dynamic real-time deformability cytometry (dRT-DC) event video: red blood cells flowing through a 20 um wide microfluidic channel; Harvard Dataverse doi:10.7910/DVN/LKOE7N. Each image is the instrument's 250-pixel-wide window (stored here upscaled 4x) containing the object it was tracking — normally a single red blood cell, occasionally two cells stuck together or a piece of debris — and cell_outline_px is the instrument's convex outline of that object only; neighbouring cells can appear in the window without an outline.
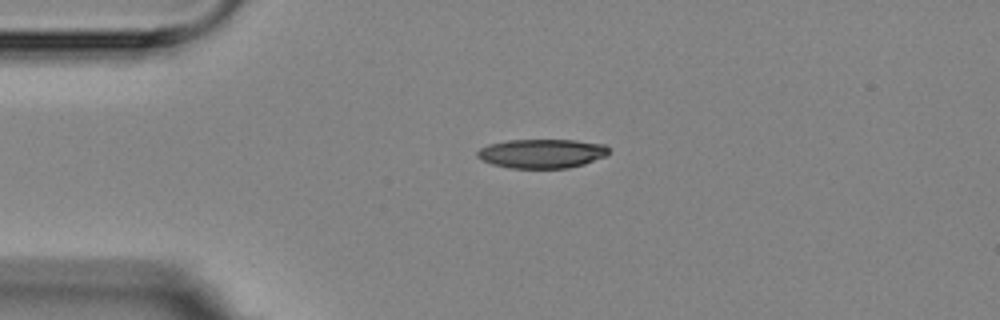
{"species": "Egyptian fruit bat (a non-hibernating species)", "species_latin": "Rousettus aegyptiacus", "temperature_condition": "room temperature", "stored_images_in_passage": 5, "camera_frame_rate_fps": 3000, "um_per_image_px": 0.085, "animal": {"sex": "female"}, "frame": {"image": 1, "passage_image": 4, "time_ms": 3.667, "image_size_px": [1000, 320], "cell_outline_px": [[608, 152], [604, 156], [584, 164], [568, 168], [508, 168], [492, 164], [476, 156], [476, 152], [480, 148], [488, 144], [508, 140], [576, 140], [604, 144], [608, 148]], "centroid_in_image_um": [46.03, 13.05], "position_along_channel_um": 39.0, "area_um2": 22.25}}